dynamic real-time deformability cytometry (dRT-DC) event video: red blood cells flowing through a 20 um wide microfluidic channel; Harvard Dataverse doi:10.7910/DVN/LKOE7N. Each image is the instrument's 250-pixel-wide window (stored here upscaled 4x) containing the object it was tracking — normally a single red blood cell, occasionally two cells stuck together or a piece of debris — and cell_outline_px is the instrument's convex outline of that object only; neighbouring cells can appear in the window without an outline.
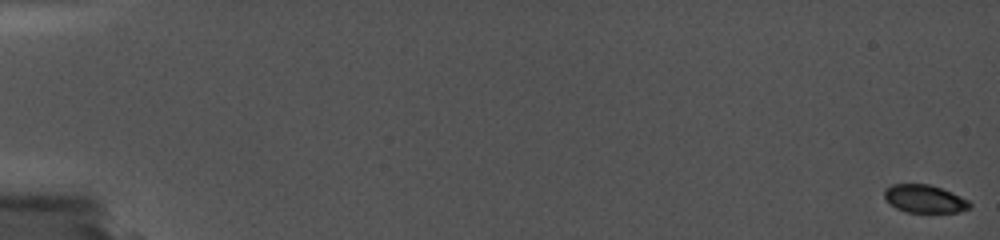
{"species": "common noctule bat (a hibernating species)", "species_latin": "Nyctalus noctula", "temperature_condition": "cold", "stored_images_in_passage": 2, "camera_frame_rate_fps": 5000, "um_per_image_px": 0.085, "animal": {"sex": "female", "body_mass_g": 19.0, "forearm_length_mm": 56.7}, "frame": {"image": 1, "passage_image": 2, "time_ms": 0.6, "image_size_px": [1000, 240], "cell_outline_px": [[972, 204], [968, 208], [960, 212], [908, 212], [896, 208], [884, 196], [884, 188], [892, 184], [928, 184], [952, 192], [968, 200]], "centroid_in_image_um": [78.59, 16.89], "position_along_channel_um": 6.4, "area_um2": 13.76}}